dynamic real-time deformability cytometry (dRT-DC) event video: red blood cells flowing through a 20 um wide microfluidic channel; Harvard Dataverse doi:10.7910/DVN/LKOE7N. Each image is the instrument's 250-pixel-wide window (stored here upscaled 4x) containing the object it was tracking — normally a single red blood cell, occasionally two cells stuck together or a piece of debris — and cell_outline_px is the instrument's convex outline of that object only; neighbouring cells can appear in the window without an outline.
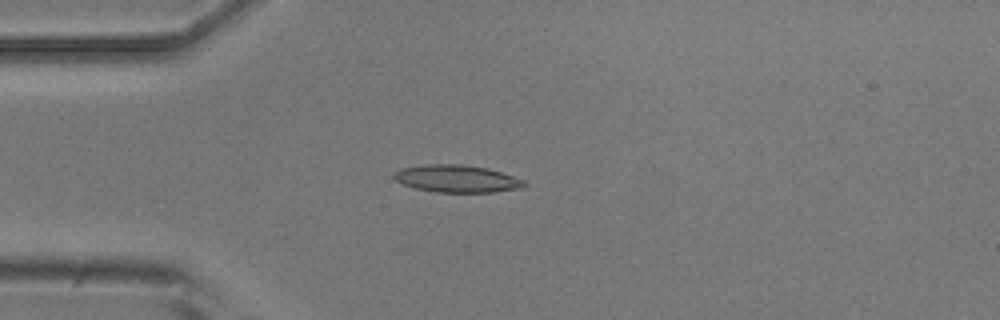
{"species": "common noctule bat (a hibernating species)", "species_latin": "Nyctalus noctula", "temperature_condition": "room temperature", "stored_images_in_passage": 4, "camera_frame_rate_fps": 3000, "um_per_image_px": 0.085, "animal": {"sex": "male", "body_mass_g": 20.5, "forearm_length_mm": 52.5}, "frame": {"image": 1, "passage_image": 3, "time_ms": 0.667, "image_size_px": [1000, 320], "cell_outline_px": [[528, 184], [520, 188], [492, 192], [436, 192], [416, 188], [404, 184], [396, 180], [392, 176], [400, 168], [424, 164], [464, 164], [488, 168], [524, 180]], "centroid_in_image_um": [38.83, 15.18], "position_along_channel_um": 46.2, "area_um2": 20.69}}